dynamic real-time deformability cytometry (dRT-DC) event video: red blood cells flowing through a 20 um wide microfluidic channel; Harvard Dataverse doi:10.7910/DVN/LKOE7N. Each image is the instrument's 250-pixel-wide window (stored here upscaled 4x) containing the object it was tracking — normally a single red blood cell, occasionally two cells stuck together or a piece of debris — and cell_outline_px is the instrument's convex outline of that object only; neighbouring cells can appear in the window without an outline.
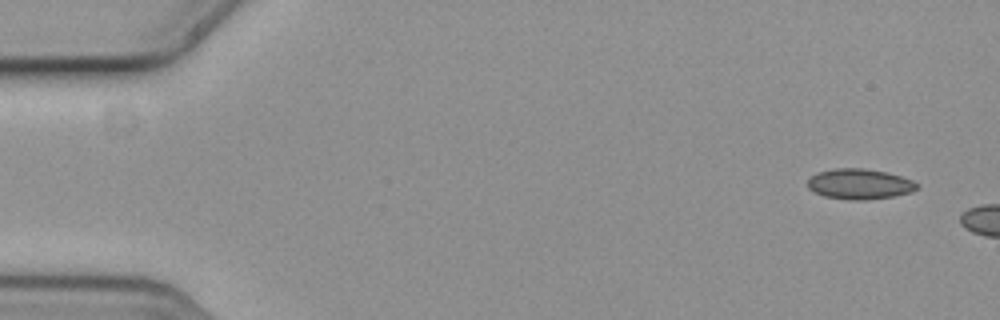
{"species": "common noctule bat (a hibernating species)", "species_latin": "Nyctalus noctula", "temperature_condition": "cold", "stored_images_in_passage": 3, "camera_frame_rate_fps": 3000, "um_per_image_px": 0.085, "animal": {"sex": "female", "body_mass_g": 19.3, "forearm_length_mm": 54.1}, "frame": {"image": 1, "passage_image": 1, "time_ms": 0.0, "image_size_px": [1000, 320], "cell_outline_px": [[916, 188], [912, 192], [892, 196], [864, 200], [852, 200], [824, 196], [808, 188], [808, 180], [812, 176], [820, 172], [836, 168], [864, 168], [884, 172], [900, 176], [912, 180], [916, 184]], "centroid_in_image_um": [73.05, 15.64], "position_along_channel_um": 12.0, "area_um2": 18.96}}